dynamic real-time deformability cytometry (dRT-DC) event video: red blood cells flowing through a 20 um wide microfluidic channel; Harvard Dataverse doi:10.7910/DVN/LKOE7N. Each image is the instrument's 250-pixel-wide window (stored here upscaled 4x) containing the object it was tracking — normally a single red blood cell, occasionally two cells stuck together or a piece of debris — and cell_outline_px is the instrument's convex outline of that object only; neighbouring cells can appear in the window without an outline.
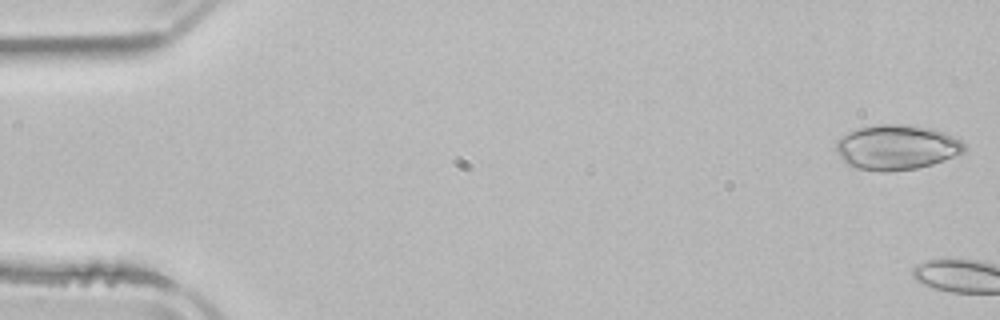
{"species": "common noctule bat (a hibernating species)", "species_latin": "Nyctalus noctula", "temperature_condition": "room temperature", "stored_images_in_passage": 4, "camera_frame_rate_fps": 3000, "um_per_image_px": 0.085, "animal": {"sex": "male", "body_mass_g": 21.5, "forearm_length_mm": 52.0}, "frame": {"image": 1, "passage_image": 1, "time_ms": 0.0, "image_size_px": [1000, 320], "cell_outline_px": [[968, 144], [964, 152], [944, 160], [932, 164], [916, 168], [888, 172], [884, 172], [856, 168], [848, 164], [836, 152], [836, 140], [840, 136], [848, 132], [860, 128], [876, 124], [904, 124], [932, 128], [952, 136]], "centroid_in_image_um": [76.21, 12.51], "position_along_channel_um": 8.8, "area_um2": 33.7}}